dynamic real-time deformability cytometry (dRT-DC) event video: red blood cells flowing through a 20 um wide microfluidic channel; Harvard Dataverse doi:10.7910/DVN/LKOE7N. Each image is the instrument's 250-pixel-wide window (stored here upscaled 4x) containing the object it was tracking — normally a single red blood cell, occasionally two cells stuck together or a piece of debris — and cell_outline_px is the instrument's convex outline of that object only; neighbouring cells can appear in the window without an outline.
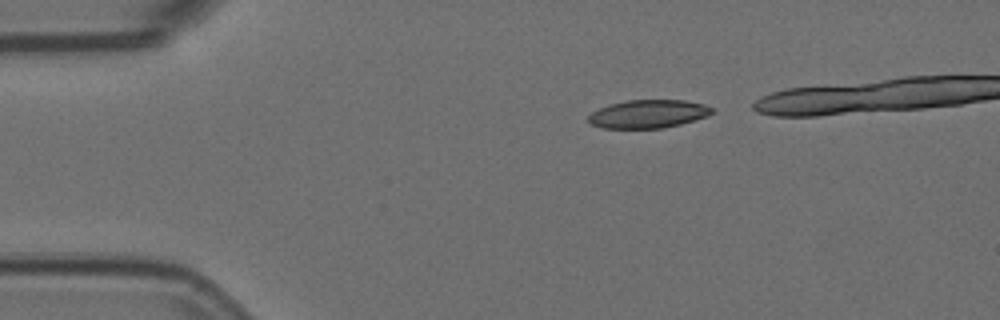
{"species": "Egyptian fruit bat (a non-hibernating species)", "species_latin": "Rousettus aegyptiacus", "temperature_condition": "room temperature", "stored_images_in_passage": 3, "camera_frame_rate_fps": 3000, "um_per_image_px": 0.085, "animal": {"sex": "female"}, "frame": {"image": 1, "passage_image": 1, "time_ms": 0.0, "image_size_px": [1000, 320], "cell_outline_px": [[712, 112], [708, 116], [680, 124], [664, 128], [600, 128], [592, 124], [588, 120], [588, 116], [592, 112], [608, 104], [628, 100], [684, 100], [704, 104], [712, 108]], "centroid_in_image_um": [55.08, 9.68], "position_along_channel_um": 29.9, "area_um2": 20.29}}